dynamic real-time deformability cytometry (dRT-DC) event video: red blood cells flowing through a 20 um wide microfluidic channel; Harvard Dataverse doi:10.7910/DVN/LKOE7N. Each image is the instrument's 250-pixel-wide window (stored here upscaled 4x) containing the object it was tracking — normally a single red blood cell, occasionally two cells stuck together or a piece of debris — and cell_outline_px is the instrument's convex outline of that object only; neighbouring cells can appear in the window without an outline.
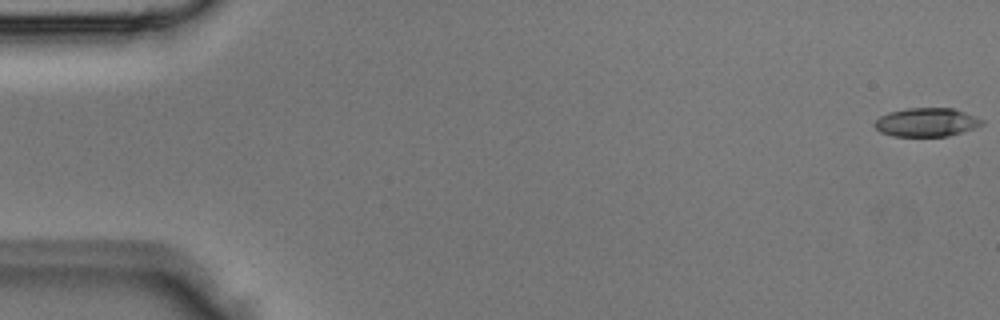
{"species": "Egyptian fruit bat (a non-hibernating species)", "species_latin": "Rousettus aegyptiacus", "temperature_condition": "room temperature", "stored_images_in_passage": 4, "camera_frame_rate_fps": 3000, "um_per_image_px": 0.085, "animal": {"sex": "male"}, "frame": {"image": 1, "passage_image": 1, "time_ms": 0.0, "image_size_px": [1000, 320], "cell_outline_px": [[984, 124], [948, 136], [892, 136], [880, 132], [872, 124], [880, 116], [888, 112], [908, 108], [952, 108], [964, 112], [984, 120]], "centroid_in_image_um": [78.71, 10.39], "position_along_channel_um": 6.3, "area_um2": 17.8}}
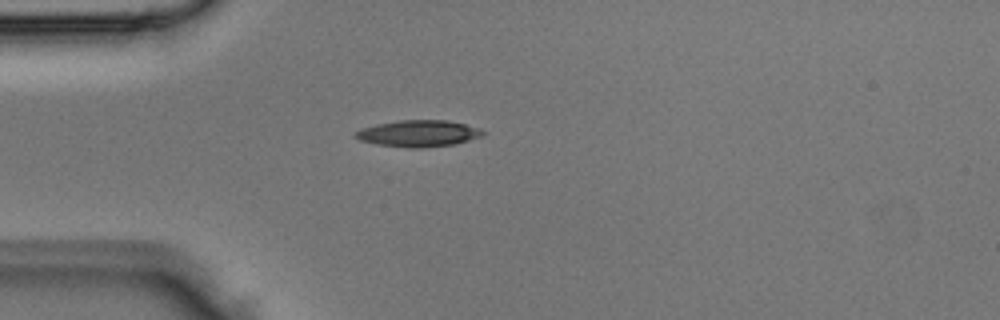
{"frame": {"image": 2, "passage_image": 4, "time_ms": 1.0, "image_size_px": [1000, 320], "cell_outline_px": [[484, 136], [456, 144], [424, 148], [408, 148], [380, 144], [360, 140], [352, 136], [360, 128], [376, 124], [400, 120], [448, 120], [480, 128], [484, 132]], "centroid_in_image_um": [35.59, 11.34], "position_along_channel_um": 49.4, "area_um2": 19.83}}